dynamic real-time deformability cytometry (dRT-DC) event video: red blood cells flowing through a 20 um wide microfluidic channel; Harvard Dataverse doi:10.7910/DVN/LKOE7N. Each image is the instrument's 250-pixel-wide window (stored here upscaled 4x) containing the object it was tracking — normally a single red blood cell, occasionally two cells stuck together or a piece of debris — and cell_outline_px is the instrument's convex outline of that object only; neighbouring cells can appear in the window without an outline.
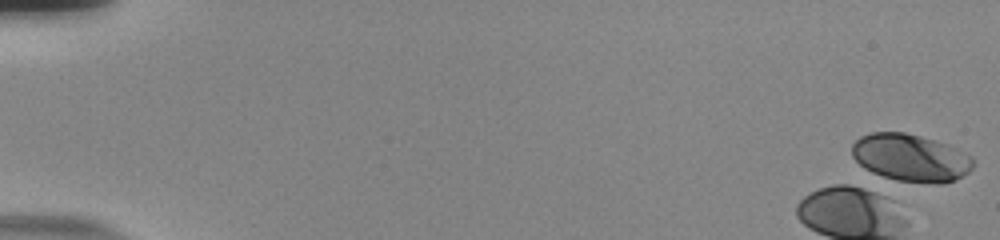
{"species": "human", "species_latin": "Homo sapiens", "temperature_condition": "room temperature", "stored_images_in_passage": 2, "camera_frame_rate_fps": 3000, "um_per_image_px": 0.085, "donor": {"sex": "male"}, "frame": {"image": 1, "passage_image": 1, "time_ms": 0.0, "image_size_px": [1000, 240], "cell_outline_px": [[972, 168], [968, 172], [956, 180], [944, 184], [936, 184], [896, 180], [872, 172], [864, 168], [852, 156], [852, 144], [860, 136], [872, 132], [904, 132], [920, 136], [944, 144], [972, 156]], "centroid_in_image_um": [77.39, 13.42], "position_along_channel_um": 7.6, "area_um2": 33.23}}